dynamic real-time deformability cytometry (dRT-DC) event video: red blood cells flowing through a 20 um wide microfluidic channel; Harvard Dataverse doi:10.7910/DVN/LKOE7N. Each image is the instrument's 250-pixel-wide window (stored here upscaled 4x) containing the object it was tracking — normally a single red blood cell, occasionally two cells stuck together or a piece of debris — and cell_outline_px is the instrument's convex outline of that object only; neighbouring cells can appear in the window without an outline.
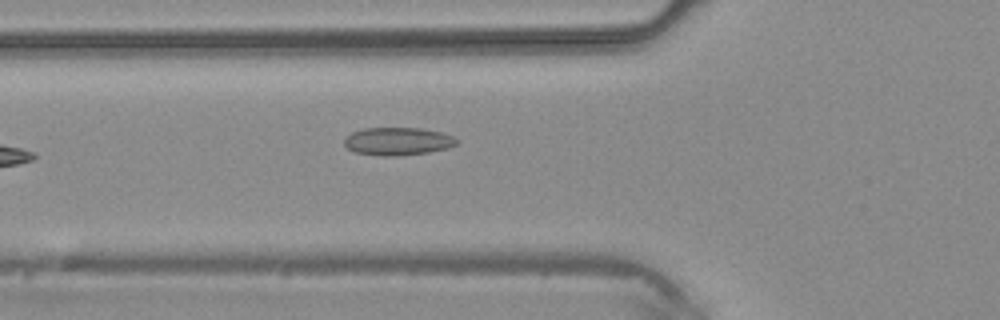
{"species": "common noctule bat (a hibernating species)", "species_latin": "Nyctalus noctula", "temperature_condition": "warm", "stored_images_in_passage": 5, "camera_frame_rate_fps": 3000, "um_per_image_px": 0.085, "animal": {"sex": "male", "body_mass_g": 20.4}, "frame": {"image": 1, "passage_image": 5, "time_ms": 1.333, "image_size_px": [1000, 320], "cell_outline_px": [[460, 140], [456, 144], [448, 148], [428, 152], [396, 156], [384, 156], [356, 152], [348, 148], [344, 144], [344, 140], [352, 132], [364, 128], [420, 128], [440, 132], [452, 136]], "centroid_in_image_um": [33.83, 12.01], "position_along_channel_um": 92.0, "area_um2": 18.09}}